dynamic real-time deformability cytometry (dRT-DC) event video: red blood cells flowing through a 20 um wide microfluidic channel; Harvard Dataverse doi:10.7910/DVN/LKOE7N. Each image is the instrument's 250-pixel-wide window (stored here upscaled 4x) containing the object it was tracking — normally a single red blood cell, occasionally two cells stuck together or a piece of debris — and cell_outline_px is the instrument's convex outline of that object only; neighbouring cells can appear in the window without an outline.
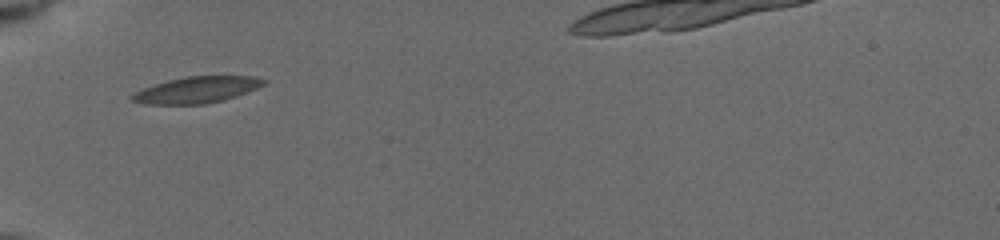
{"species": "common noctule bat (a hibernating species)", "species_latin": "Nyctalus noctula", "temperature_condition": "cold", "stored_images_in_passage": 2, "camera_frame_rate_fps": 3000, "um_per_image_px": 0.085, "animal": {"sex": "female", "body_mass_g": 19.5, "forearm_length_mm": 54.1}, "frame": {"image": 1, "passage_image": 1, "time_ms": 0.0, "image_size_px": [1000, 240], "cell_outline_px": [[268, 80], [264, 84], [256, 88], [236, 96], [224, 100], [204, 104], [144, 104], [132, 100], [132, 96], [136, 92], [144, 88], [168, 80], [188, 76], [252, 76]], "centroid_in_image_um": [16.76, 7.63], "position_along_channel_um": 68.2, "area_um2": 19.88}}